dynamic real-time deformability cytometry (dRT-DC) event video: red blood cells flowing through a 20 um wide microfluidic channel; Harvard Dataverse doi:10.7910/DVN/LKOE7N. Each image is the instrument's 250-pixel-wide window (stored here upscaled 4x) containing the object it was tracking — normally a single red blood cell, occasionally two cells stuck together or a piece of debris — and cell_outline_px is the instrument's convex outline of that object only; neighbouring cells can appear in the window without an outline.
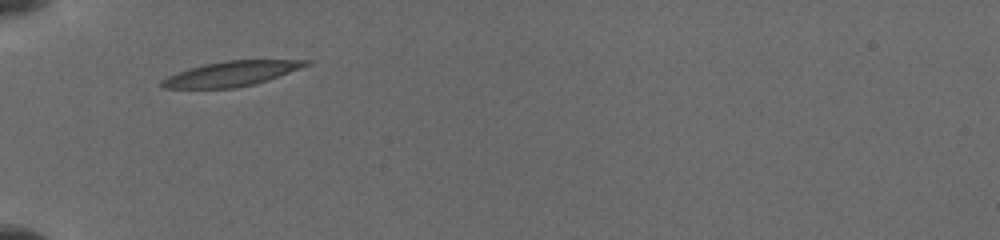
{"species": "common noctule bat (a hibernating species)", "species_latin": "Nyctalus noctula", "temperature_condition": "cold", "stored_images_in_passage": 22, "camera_frame_rate_fps": 3000, "um_per_image_px": 0.085, "animal": {"sex": "female", "body_mass_g": 19.5, "forearm_length_mm": 54.1}, "frame": {"image": 1, "passage_image": 1, "time_ms": 0.0, "image_size_px": [1000, 240], "cell_outline_px": [[308, 64], [300, 68], [268, 80], [236, 88], [164, 88], [160, 84], [160, 80], [168, 76], [188, 68], [204, 64], [228, 60], [308, 60]], "centroid_in_image_um": [19.61, 6.27], "position_along_channel_um": 65.4, "area_um2": 20.63}}
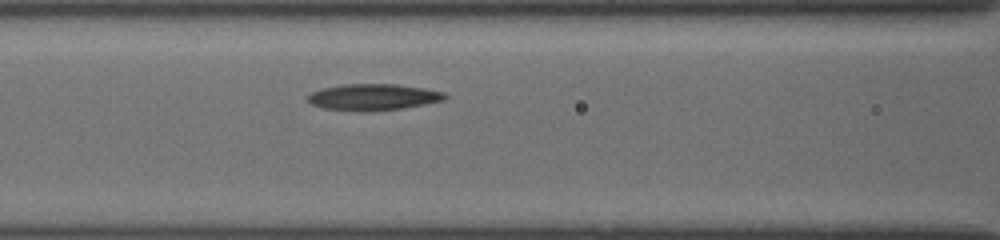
{"frame": {"image": 2, "passage_image": 13, "time_ms": 2.0, "image_size_px": [1000, 240], "cell_outline_px": [[448, 96], [444, 100], [404, 108], [324, 108], [312, 104], [308, 100], [308, 96], [312, 92], [324, 88], [344, 84], [396, 84], [424, 88], [444, 92]], "centroid_in_image_um": [31.8, 8.19], "position_along_channel_um": 134.8, "area_um2": 19.83}}
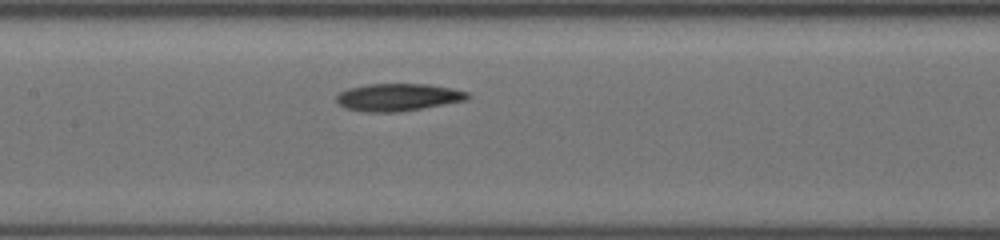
{"frame": {"image": 3, "passage_image": 19, "time_ms": 3.0, "image_size_px": [1000, 240], "cell_outline_px": [[468, 96], [464, 100], [400, 112], [364, 112], [344, 108], [336, 100], [336, 96], [340, 92], [348, 88], [368, 84], [428, 84], [452, 88], [468, 92]], "centroid_in_image_um": [33.77, 8.26], "position_along_channel_um": 173.6, "area_um2": 20.81}}